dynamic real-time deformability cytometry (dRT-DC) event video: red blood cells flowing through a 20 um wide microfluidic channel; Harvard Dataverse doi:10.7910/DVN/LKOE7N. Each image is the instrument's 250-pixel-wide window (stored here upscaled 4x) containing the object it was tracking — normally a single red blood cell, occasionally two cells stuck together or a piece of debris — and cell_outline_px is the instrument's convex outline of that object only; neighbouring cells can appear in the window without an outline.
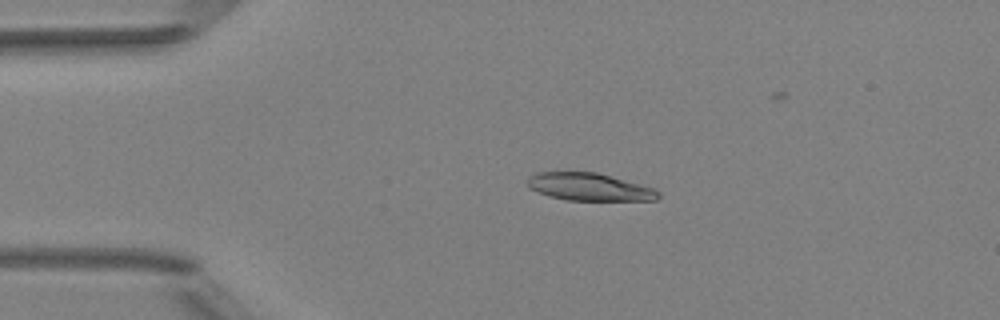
{"species": "Egyptian fruit bat (a non-hibernating species)", "species_latin": "Rousettus aegyptiacus", "temperature_condition": "room temperature", "stored_images_in_passage": 4, "camera_frame_rate_fps": 3000, "um_per_image_px": 0.085, "animal": {"sex": "female"}, "frame": {"image": 1, "passage_image": 3, "time_ms": 3.0, "image_size_px": [1000, 320], "cell_outline_px": [[660, 196], [656, 200], [568, 200], [548, 196], [528, 188], [528, 176], [536, 172], [596, 172], [656, 188], [660, 192]], "centroid_in_image_um": [50.1, 15.88], "position_along_channel_um": 34.9, "area_um2": 21.1}}